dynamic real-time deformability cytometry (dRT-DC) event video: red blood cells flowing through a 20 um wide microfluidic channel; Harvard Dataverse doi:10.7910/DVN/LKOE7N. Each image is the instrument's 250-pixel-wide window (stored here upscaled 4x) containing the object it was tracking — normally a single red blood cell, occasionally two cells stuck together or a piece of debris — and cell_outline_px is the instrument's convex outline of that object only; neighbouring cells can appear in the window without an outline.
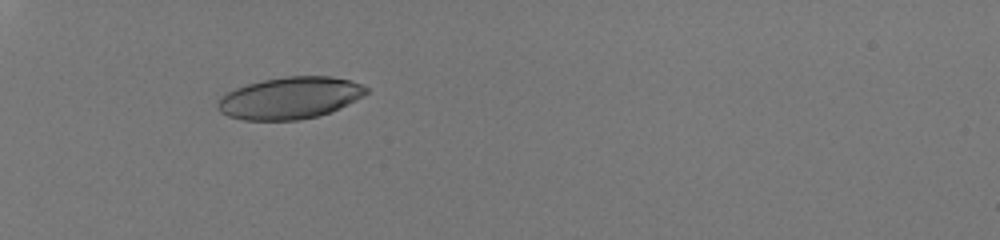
{"species": "human", "species_latin": "Homo sapiens", "temperature_condition": "room temperature", "stored_images_in_passage": 35, "camera_frame_rate_fps": 3000, "um_per_image_px": 0.085, "donor": {"sex": "male"}, "frame": {"image": 1, "passage_image": 1, "time_ms": 0.0, "image_size_px": [1000, 240], "cell_outline_px": [[368, 92], [364, 96], [320, 116], [296, 120], [244, 120], [228, 116], [220, 112], [216, 104], [220, 96], [236, 88], [248, 84], [264, 80], [288, 76], [332, 76], [352, 80], [368, 88]], "centroid_in_image_um": [24.64, 8.32], "position_along_channel_um": 60.4, "area_um2": 36.18}}
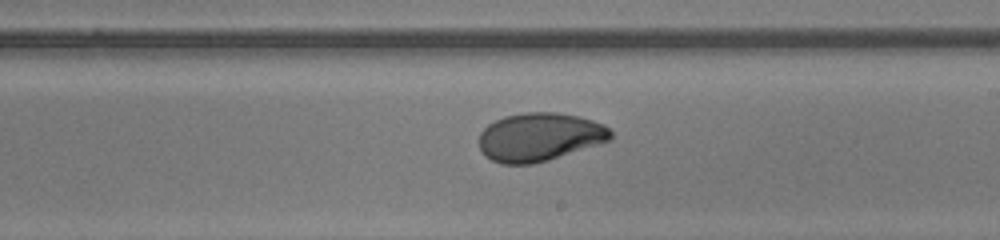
{"frame": {"image": 2, "passage_image": 17, "time_ms": 5.333, "image_size_px": [1000, 240], "cell_outline_px": [[612, 140], [548, 160], [532, 164], [500, 164], [484, 156], [480, 148], [480, 132], [488, 124], [504, 116], [524, 112], [556, 112], [580, 116], [604, 124], [612, 132]], "centroid_in_image_um": [45.87, 11.64], "position_along_channel_um": 243.1, "area_um2": 37.28}}
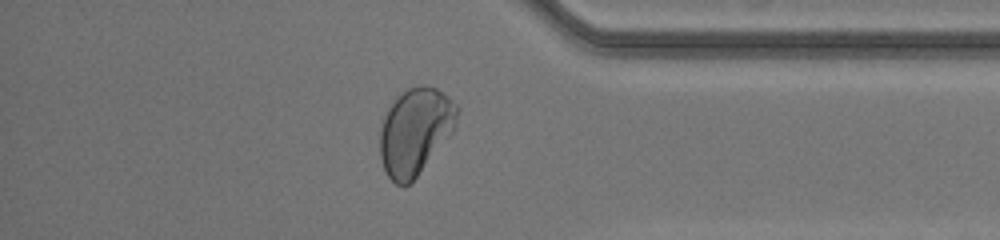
{"frame": {"image": 3, "passage_image": 29, "time_ms": 9.333, "image_size_px": [1000, 240], "cell_outline_px": [[460, 108], [452, 132], [416, 176], [408, 184], [396, 184], [388, 176], [384, 168], [380, 156], [380, 120], [396, 96], [408, 88], [420, 84], [424, 84], [436, 88], [448, 96]], "centroid_in_image_um": [35.27, 11.1], "position_along_channel_um": 399.9, "area_um2": 38.78}, "authors_computed_cell_mechanics": {"area_um2": 37.281, "velocity_mm_per_s": 4.0693, "shape_relaxation_time_tau1_ms": 3.2902, "shape_relaxation_time_tau2_ms": 1.1065, "deformation_change_tau1": 0.1498, "deformation_change_tau2": 0.043}}